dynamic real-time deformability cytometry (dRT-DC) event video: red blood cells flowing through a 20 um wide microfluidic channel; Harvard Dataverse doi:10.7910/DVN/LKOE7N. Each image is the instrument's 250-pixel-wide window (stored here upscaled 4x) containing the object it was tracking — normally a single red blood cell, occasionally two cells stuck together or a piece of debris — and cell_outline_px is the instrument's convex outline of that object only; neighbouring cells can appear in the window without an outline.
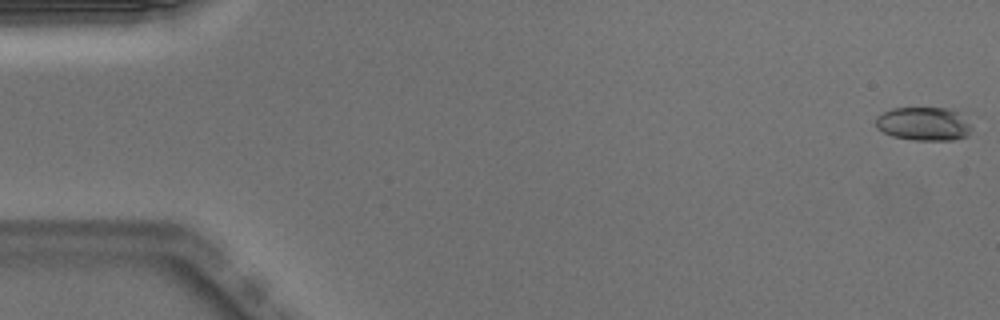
{"species": "Egyptian fruit bat (a non-hibernating species)", "species_latin": "Rousettus aegyptiacus", "temperature_condition": "warm", "stored_images_in_passage": 51, "camera_frame_rate_fps": 3000, "um_per_image_px": 0.085, "animal": {"sex": "male"}, "frame": {"image": 1, "passage_image": 1, "time_ms": 0.0, "image_size_px": [1000, 320], "cell_outline_px": [[972, 128], [968, 136], [956, 140], [916, 140], [892, 136], [876, 128], [876, 116], [880, 112], [892, 108], [948, 108], [956, 112], [972, 124]], "centroid_in_image_um": [78.51, 10.53], "position_along_channel_um": 6.5, "area_um2": 18.9}}
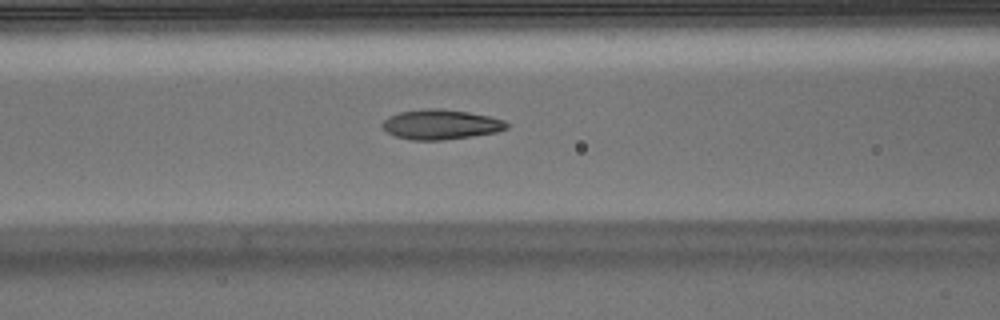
{"frame": {"image": 2, "passage_image": 21, "time_ms": 6.667, "image_size_px": [1000, 320], "cell_outline_px": [[508, 128], [496, 132], [472, 136], [444, 140], [412, 140], [396, 136], [388, 132], [380, 124], [388, 116], [400, 112], [424, 108], [440, 108], [468, 112], [488, 116], [504, 120], [508, 124]], "centroid_in_image_um": [37.45, 10.57], "position_along_channel_um": 129.1, "area_um2": 21.62}}
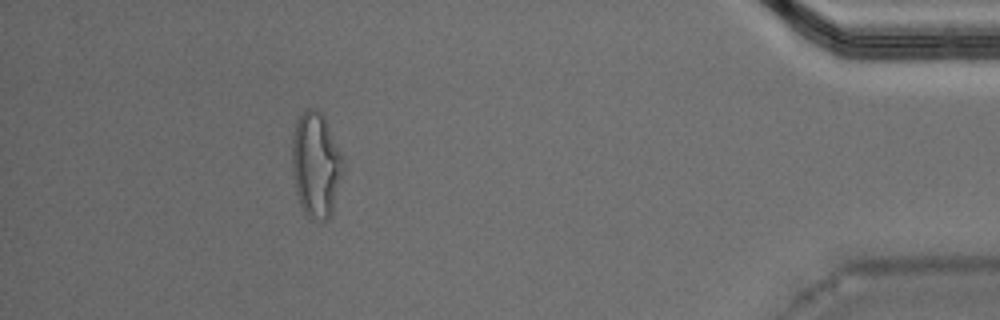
{"frame": {"image": 3, "passage_image": 46, "time_ms": 15.0, "image_size_px": [1000, 320], "cell_outline_px": [[344, 168], [332, 212], [328, 220], [312, 220], [304, 212], [300, 204], [296, 192], [292, 172], [292, 140], [296, 124], [304, 108], [316, 108], [324, 116], [344, 160]], "centroid_in_image_um": [26.85, 14.02], "position_along_channel_um": 408.3, "area_um2": 31.33}, "authors_computed_cell_mechanics": {"area_um2": 21.0392, "velocity_mm_per_s": 3.9952, "shape_relaxation_time_tau1_ms": 5.8505, "shape_relaxation_time_tau2_ms": 1.4791, "deformation_change_tau1": 0.2439, "deformation_change_tau2": 0.0886}}